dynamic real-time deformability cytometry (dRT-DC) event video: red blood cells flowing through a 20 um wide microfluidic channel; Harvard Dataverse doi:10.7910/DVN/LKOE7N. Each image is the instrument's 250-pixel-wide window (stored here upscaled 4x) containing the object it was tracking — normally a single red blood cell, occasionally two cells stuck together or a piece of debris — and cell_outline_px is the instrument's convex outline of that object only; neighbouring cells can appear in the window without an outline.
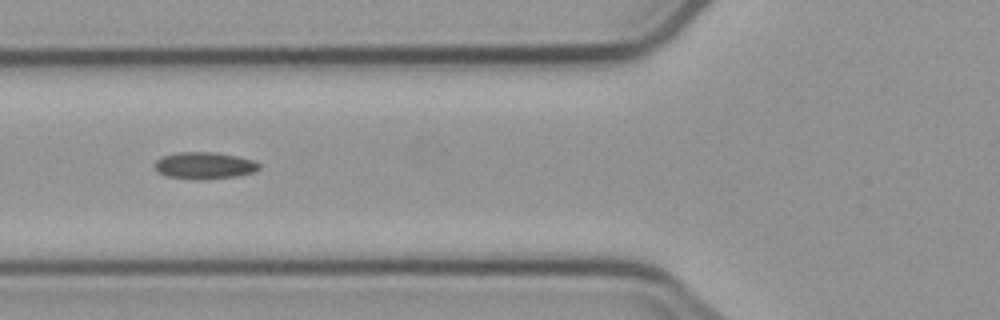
{"species": "common noctule bat (a hibernating species)", "species_latin": "Nyctalus noctula", "temperature_condition": "cold", "stored_images_in_passage": 9, "camera_frame_rate_fps": 3000, "um_per_image_px": 0.085, "animal": {"sex": "male", "body_mass_g": 23.1, "forearm_length_mm": 52.7}, "frame": {"image": 1, "passage_image": 7, "time_ms": 6.667, "image_size_px": [1000, 320], "cell_outline_px": [[260, 168], [256, 172], [236, 176], [200, 180], [196, 180], [164, 176], [156, 168], [156, 160], [164, 156], [180, 152], [216, 152], [256, 160], [260, 164]], "centroid_in_image_um": [17.43, 14.08], "position_along_channel_um": 108.4, "area_um2": 16.42}}
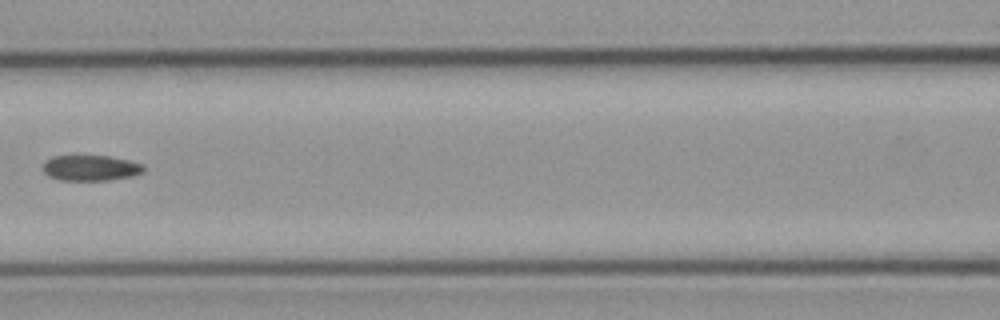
{"frame": {"image": 2, "passage_image": 8, "time_ms": 8.0, "image_size_px": [1000, 320], "cell_outline_px": [[144, 172], [132, 176], [108, 180], [60, 180], [48, 176], [44, 172], [44, 164], [52, 156], [108, 156], [128, 160], [144, 164]], "centroid_in_image_um": [7.74, 14.28], "position_along_channel_um": 158.9, "area_um2": 14.91}}
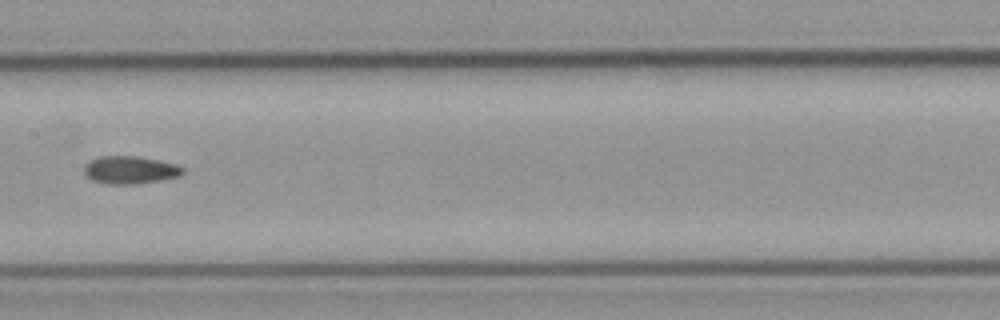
{"frame": {"image": 3, "passage_image": 9, "time_ms": 9.0, "image_size_px": [1000, 320], "cell_outline_px": [[184, 172], [180, 176], [160, 180], [136, 184], [104, 184], [92, 180], [84, 172], [84, 164], [100, 156], [136, 156], [176, 164], [184, 168]], "centroid_in_image_um": [11.05, 14.45], "position_along_channel_um": 196.3, "area_um2": 15.9}}